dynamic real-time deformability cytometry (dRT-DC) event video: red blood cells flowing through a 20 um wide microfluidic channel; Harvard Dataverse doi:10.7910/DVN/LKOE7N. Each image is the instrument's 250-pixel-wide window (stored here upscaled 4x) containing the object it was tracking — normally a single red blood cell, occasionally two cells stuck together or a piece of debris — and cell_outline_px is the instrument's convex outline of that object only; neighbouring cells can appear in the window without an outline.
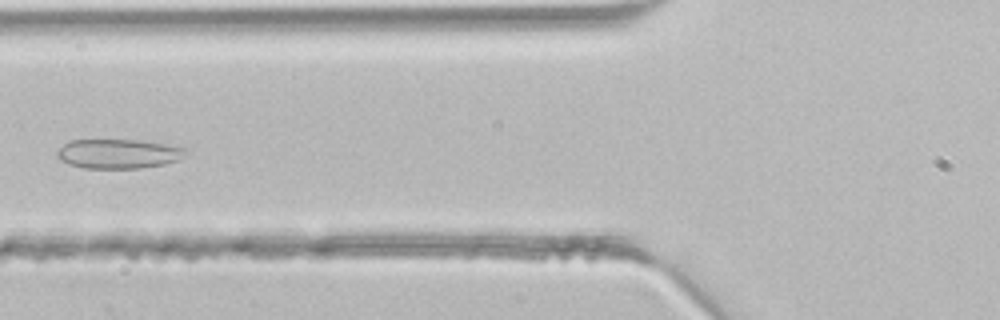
{"species": "common noctule bat (a hibernating species)", "species_latin": "Nyctalus noctula", "temperature_condition": "room temperature", "stored_images_in_passage": 43, "segment_of_instrument_passage": [1, 2], "camera_frame_rate_fps": 3000, "um_per_image_px": 0.085, "animal": {"sex": "male", "body_mass_g": 21.5, "forearm_length_mm": 52.0}, "frame": {"image": 1, "passage_image": 16, "time_ms": 5.0, "image_size_px": [1000, 320], "cell_outline_px": [[188, 152], [180, 160], [164, 164], [140, 168], [84, 168], [68, 164], [60, 160], [56, 156], [56, 152], [64, 144], [72, 140], [140, 140], [188, 148]], "centroid_in_image_um": [10.08, 13.07], "position_along_channel_um": 115.7, "area_um2": 22.14}}
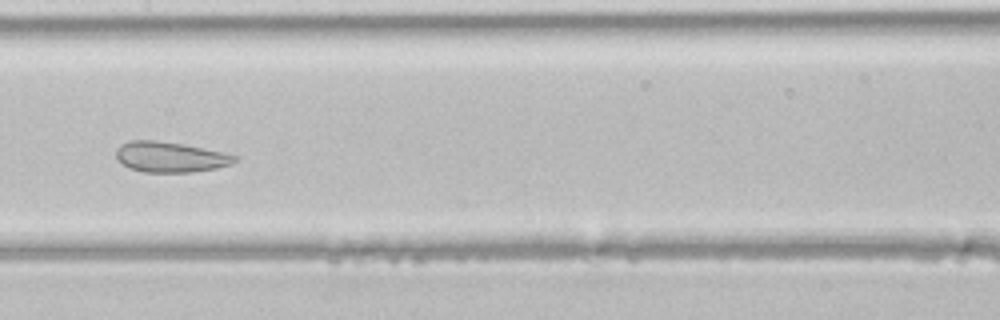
{"frame": {"image": 2, "passage_image": 21, "time_ms": 6.667, "image_size_px": [1000, 320], "cell_outline_px": [[240, 160], [232, 164], [216, 168], [192, 172], [144, 172], [128, 168], [116, 160], [116, 148], [120, 144], [132, 140], [156, 140], [180, 144], [240, 156]], "centroid_in_image_um": [14.45, 13.35], "position_along_channel_um": 193.0, "area_um2": 21.1}}
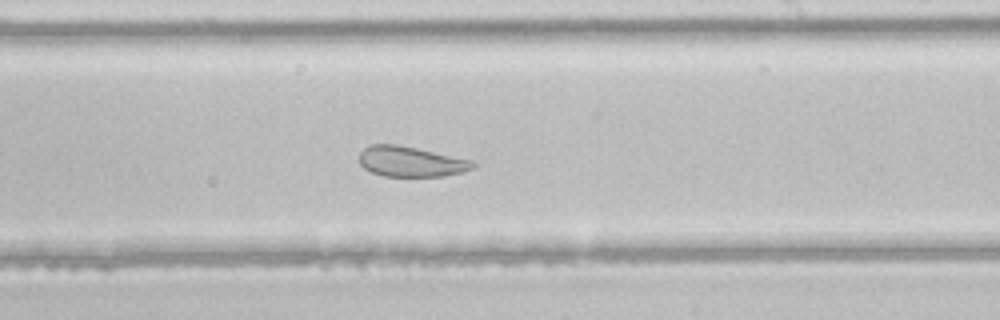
{"frame": {"image": 3, "passage_image": 25, "time_ms": 8.0, "image_size_px": [1000, 320], "cell_outline_px": [[476, 164], [472, 168], [460, 172], [444, 176], [384, 176], [372, 172], [364, 168], [360, 164], [360, 152], [368, 144], [396, 144], [476, 160]], "centroid_in_image_um": [34.93, 13.72], "position_along_channel_um": 254.1, "area_um2": 20.11}}